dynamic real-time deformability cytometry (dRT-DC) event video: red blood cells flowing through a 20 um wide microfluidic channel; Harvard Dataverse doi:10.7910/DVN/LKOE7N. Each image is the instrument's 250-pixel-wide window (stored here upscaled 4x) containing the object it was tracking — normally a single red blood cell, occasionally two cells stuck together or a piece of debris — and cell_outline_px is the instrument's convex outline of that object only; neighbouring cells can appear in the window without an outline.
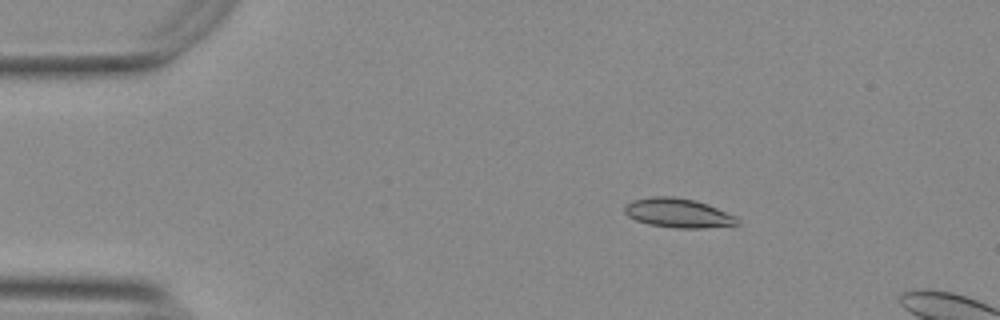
{"species": "Egyptian fruit bat (a non-hibernating species)", "species_latin": "Rousettus aegyptiacus", "temperature_condition": "warm", "stored_images_in_passage": 15, "camera_frame_rate_fps": 3000, "um_per_image_px": 0.085, "animal": {"sex": "female"}, "frame": {"image": 1, "passage_image": 9, "time_ms": 2.667, "image_size_px": [1000, 320], "cell_outline_px": [[740, 224], [704, 228], [676, 228], [648, 224], [636, 220], [628, 216], [624, 212], [624, 204], [632, 200], [652, 196], [672, 196], [696, 200], [708, 204], [736, 216]], "centroid_in_image_um": [57.62, 18.1], "position_along_channel_um": 27.4, "area_um2": 19.36}}